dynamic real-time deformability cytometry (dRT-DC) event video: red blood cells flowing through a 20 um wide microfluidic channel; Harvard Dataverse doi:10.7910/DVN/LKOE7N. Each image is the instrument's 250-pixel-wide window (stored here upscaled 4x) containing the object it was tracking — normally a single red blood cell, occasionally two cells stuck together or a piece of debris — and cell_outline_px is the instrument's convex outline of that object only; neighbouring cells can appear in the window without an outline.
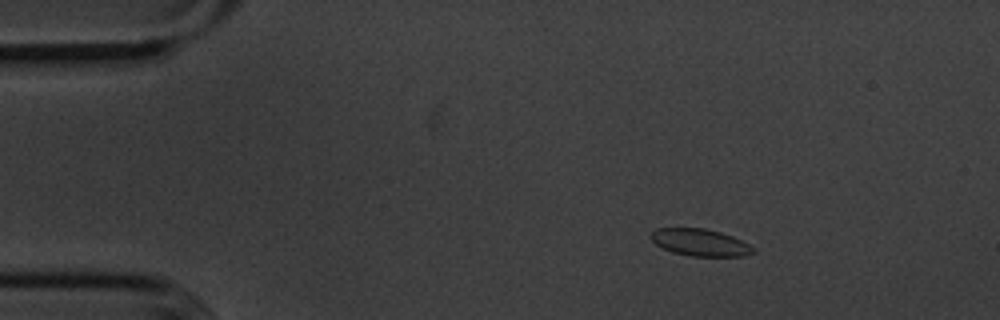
{"species": "common noctule bat (a hibernating species)", "species_latin": "Nyctalus noctula", "temperature_condition": "cold", "stored_images_in_passage": 55, "camera_frame_rate_fps": 3000, "um_per_image_px": 0.085, "animal": {"sex": "male", "body_mass_g": 20.1, "forearm_length_mm": 53.5}, "frame": {"image": 1, "passage_image": 8, "time_ms": 2.333, "image_size_px": [1000, 320], "cell_outline_px": [[756, 252], [744, 256], [688, 256], [672, 252], [656, 244], [648, 236], [656, 228], [704, 228], [720, 232], [732, 236], [756, 248]], "centroid_in_image_um": [59.51, 20.61], "position_along_channel_um": 25.5, "area_um2": 16.18}}
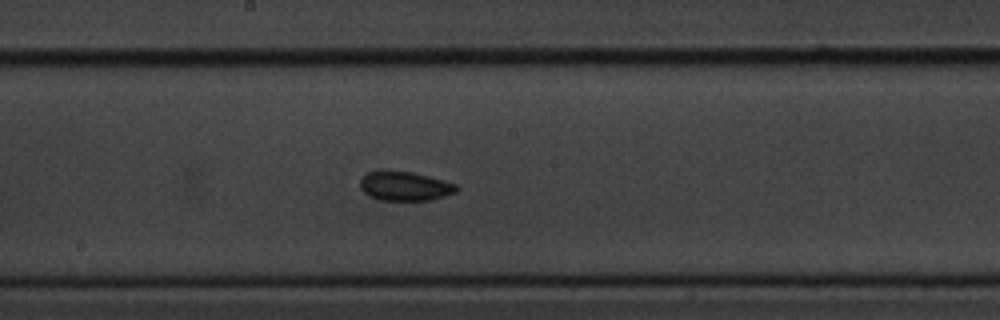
{"frame": {"image": 2, "passage_image": 29, "time_ms": 9.333, "image_size_px": [1000, 320], "cell_outline_px": [[460, 188], [456, 192], [444, 196], [428, 200], [380, 200], [368, 196], [360, 188], [360, 180], [368, 172], [412, 172], [444, 180], [456, 184]], "centroid_in_image_um": [34.44, 15.84], "position_along_channel_um": 213.8, "area_um2": 16.13}}
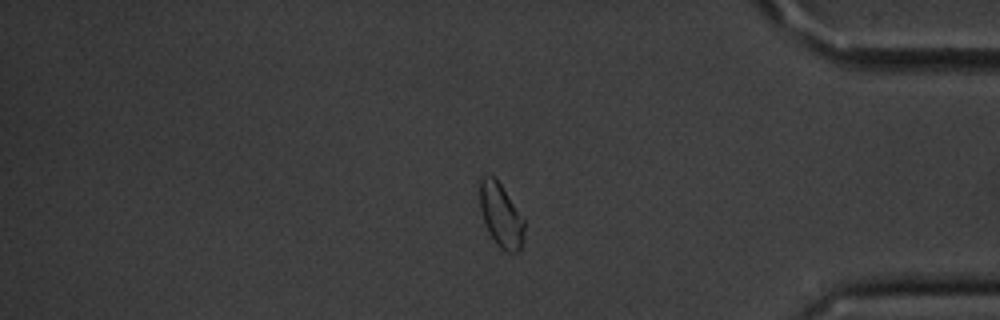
{"frame": {"image": 3, "passage_image": 46, "time_ms": 15.0, "image_size_px": [1000, 320], "cell_outline_px": [[524, 232], [520, 248], [516, 252], [508, 252], [500, 248], [496, 244], [484, 220], [480, 208], [480, 180], [484, 176], [492, 176], [500, 184], [524, 220]], "centroid_in_image_um": [42.57, 18.31], "position_along_channel_um": 392.6, "area_um2": 15.84}, "authors_computed_cell_mechanics": {"area_um2": 16.1262, "velocity_mm_per_s": 3.5977, "shape_relaxation_time_tau1_ms": 2.2327, "shape_relaxation_time_tau2_ms": null, "deformation_change_tau1": 0.0607, "deformation_change_tau2": null}}